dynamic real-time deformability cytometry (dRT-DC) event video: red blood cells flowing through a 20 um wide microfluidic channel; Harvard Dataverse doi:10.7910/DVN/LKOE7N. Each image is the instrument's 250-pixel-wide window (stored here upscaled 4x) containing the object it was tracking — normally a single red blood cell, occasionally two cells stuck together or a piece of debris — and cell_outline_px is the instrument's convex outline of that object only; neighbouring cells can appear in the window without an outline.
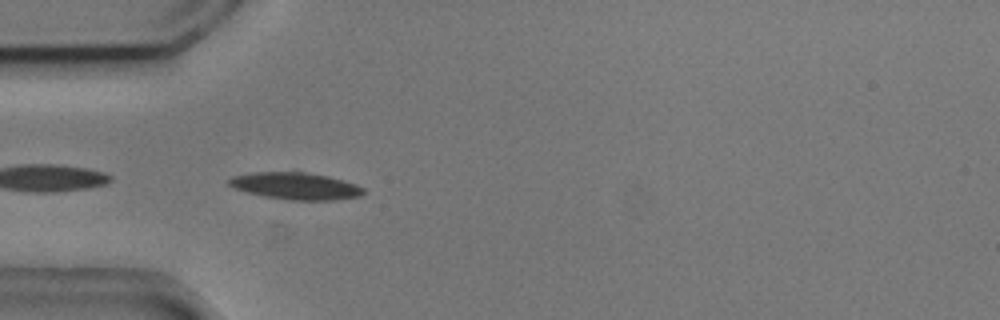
{"species": "common noctule bat (a hibernating species)", "species_latin": "Nyctalus noctula", "temperature_condition": "cold", "stored_images_in_passage": 8, "camera_frame_rate_fps": 3000, "um_per_image_px": 0.085, "animal": {"sex": "male", "body_mass_g": 20.5, "forearm_length_mm": 52.5}, "frame": {"image": 1, "passage_image": 1, "time_ms": 0.0, "image_size_px": [1000, 320], "cell_outline_px": [[364, 192], [360, 196], [332, 200], [292, 200], [264, 196], [248, 192], [236, 188], [228, 184], [228, 180], [232, 176], [256, 172], [304, 172], [328, 176], [356, 184], [364, 188]], "centroid_in_image_um": [25.14, 15.81], "position_along_channel_um": 59.9, "area_um2": 20.87}}